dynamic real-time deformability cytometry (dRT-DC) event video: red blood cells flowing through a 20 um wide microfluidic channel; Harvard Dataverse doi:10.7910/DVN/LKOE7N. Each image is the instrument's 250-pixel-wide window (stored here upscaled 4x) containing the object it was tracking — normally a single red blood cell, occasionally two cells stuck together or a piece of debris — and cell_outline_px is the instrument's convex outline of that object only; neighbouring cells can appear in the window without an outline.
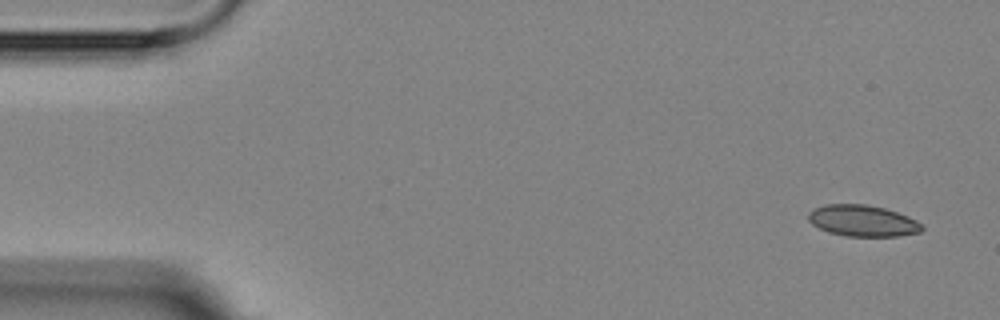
{"species": "Egyptian fruit bat (a non-hibernating species)", "species_latin": "Rousettus aegyptiacus", "temperature_condition": "room temperature", "stored_images_in_passage": 4, "camera_frame_rate_fps": 3000, "um_per_image_px": 0.085, "animal": {"sex": "female"}, "frame": {"image": 1, "passage_image": 1, "time_ms": 0.0, "image_size_px": [1000, 320], "cell_outline_px": [[924, 228], [920, 232], [896, 236], [848, 236], [828, 232], [812, 224], [808, 220], [808, 212], [824, 204], [864, 204], [884, 208], [908, 216], [916, 220]], "centroid_in_image_um": [73.31, 18.76], "position_along_channel_um": 11.7, "area_um2": 20.58}}